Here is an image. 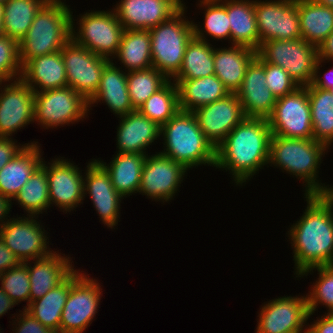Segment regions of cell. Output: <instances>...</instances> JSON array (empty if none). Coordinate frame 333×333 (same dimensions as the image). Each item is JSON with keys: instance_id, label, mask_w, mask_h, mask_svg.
Masks as SVG:
<instances>
[{"instance_id": "2e32d148", "label": "cell", "mask_w": 333, "mask_h": 333, "mask_svg": "<svg viewBox=\"0 0 333 333\" xmlns=\"http://www.w3.org/2000/svg\"><path fill=\"white\" fill-rule=\"evenodd\" d=\"M46 163L43 158L41 166L46 170L50 207L55 205L66 213L74 211L84 200L83 170L64 157H55L49 166Z\"/></svg>"}, {"instance_id": "11a10c76", "label": "cell", "mask_w": 333, "mask_h": 333, "mask_svg": "<svg viewBox=\"0 0 333 333\" xmlns=\"http://www.w3.org/2000/svg\"><path fill=\"white\" fill-rule=\"evenodd\" d=\"M326 185L325 189L319 194L333 208V186Z\"/></svg>"}, {"instance_id": "d4e9b609", "label": "cell", "mask_w": 333, "mask_h": 333, "mask_svg": "<svg viewBox=\"0 0 333 333\" xmlns=\"http://www.w3.org/2000/svg\"><path fill=\"white\" fill-rule=\"evenodd\" d=\"M103 102H102V101ZM106 103L115 116L122 117L132 111L130 95L127 86V72L116 66L111 60L104 68L100 84L95 94L88 100L89 112L94 104Z\"/></svg>"}, {"instance_id": "f907efd6", "label": "cell", "mask_w": 333, "mask_h": 333, "mask_svg": "<svg viewBox=\"0 0 333 333\" xmlns=\"http://www.w3.org/2000/svg\"><path fill=\"white\" fill-rule=\"evenodd\" d=\"M21 262L17 256L4 244L0 238V272L5 271L19 265Z\"/></svg>"}, {"instance_id": "836d02e7", "label": "cell", "mask_w": 333, "mask_h": 333, "mask_svg": "<svg viewBox=\"0 0 333 333\" xmlns=\"http://www.w3.org/2000/svg\"><path fill=\"white\" fill-rule=\"evenodd\" d=\"M311 107L313 139L327 146L333 144V95L329 90L305 86Z\"/></svg>"}, {"instance_id": "d6986e66", "label": "cell", "mask_w": 333, "mask_h": 333, "mask_svg": "<svg viewBox=\"0 0 333 333\" xmlns=\"http://www.w3.org/2000/svg\"><path fill=\"white\" fill-rule=\"evenodd\" d=\"M198 126L216 148L246 117L236 93L193 111Z\"/></svg>"}, {"instance_id": "94428289", "label": "cell", "mask_w": 333, "mask_h": 333, "mask_svg": "<svg viewBox=\"0 0 333 333\" xmlns=\"http://www.w3.org/2000/svg\"><path fill=\"white\" fill-rule=\"evenodd\" d=\"M207 1H224V0H207Z\"/></svg>"}, {"instance_id": "52a82bcc", "label": "cell", "mask_w": 333, "mask_h": 333, "mask_svg": "<svg viewBox=\"0 0 333 333\" xmlns=\"http://www.w3.org/2000/svg\"><path fill=\"white\" fill-rule=\"evenodd\" d=\"M110 10H91V12H84L83 15L79 14L80 18L77 19L76 24L72 15L71 38L78 45L89 49L96 55L113 60L117 54L124 28L114 10Z\"/></svg>"}, {"instance_id": "db71d44e", "label": "cell", "mask_w": 333, "mask_h": 333, "mask_svg": "<svg viewBox=\"0 0 333 333\" xmlns=\"http://www.w3.org/2000/svg\"><path fill=\"white\" fill-rule=\"evenodd\" d=\"M17 305L10 297L6 294V292L0 287V317L14 306Z\"/></svg>"}, {"instance_id": "b9f144b4", "label": "cell", "mask_w": 333, "mask_h": 333, "mask_svg": "<svg viewBox=\"0 0 333 333\" xmlns=\"http://www.w3.org/2000/svg\"><path fill=\"white\" fill-rule=\"evenodd\" d=\"M318 271L319 277L313 282L311 290L306 294L308 304V320L318 310L319 305H325L327 314H333V265L318 266L305 270L299 277ZM312 272V273H311Z\"/></svg>"}, {"instance_id": "74e56055", "label": "cell", "mask_w": 333, "mask_h": 333, "mask_svg": "<svg viewBox=\"0 0 333 333\" xmlns=\"http://www.w3.org/2000/svg\"><path fill=\"white\" fill-rule=\"evenodd\" d=\"M198 1L199 8L201 7L204 9V26L201 28L202 26L193 22L194 37L206 42L210 41L207 38L208 36L214 40L217 39L216 41H222L223 39H228V41H230V24L227 16V0Z\"/></svg>"}, {"instance_id": "8fae6325", "label": "cell", "mask_w": 333, "mask_h": 333, "mask_svg": "<svg viewBox=\"0 0 333 333\" xmlns=\"http://www.w3.org/2000/svg\"><path fill=\"white\" fill-rule=\"evenodd\" d=\"M267 121L272 135L284 138L313 139L307 88L299 86L293 92L277 98L273 112Z\"/></svg>"}, {"instance_id": "ab89813d", "label": "cell", "mask_w": 333, "mask_h": 333, "mask_svg": "<svg viewBox=\"0 0 333 333\" xmlns=\"http://www.w3.org/2000/svg\"><path fill=\"white\" fill-rule=\"evenodd\" d=\"M138 110L160 126L165 124L180 110L176 83L169 80L161 89L153 93Z\"/></svg>"}, {"instance_id": "1f68e13d", "label": "cell", "mask_w": 333, "mask_h": 333, "mask_svg": "<svg viewBox=\"0 0 333 333\" xmlns=\"http://www.w3.org/2000/svg\"><path fill=\"white\" fill-rule=\"evenodd\" d=\"M302 38L317 47L333 32V8L297 0Z\"/></svg>"}, {"instance_id": "681fc988", "label": "cell", "mask_w": 333, "mask_h": 333, "mask_svg": "<svg viewBox=\"0 0 333 333\" xmlns=\"http://www.w3.org/2000/svg\"><path fill=\"white\" fill-rule=\"evenodd\" d=\"M307 333H333V314L325 313L321 319L317 317V320L307 325Z\"/></svg>"}, {"instance_id": "484cf974", "label": "cell", "mask_w": 333, "mask_h": 333, "mask_svg": "<svg viewBox=\"0 0 333 333\" xmlns=\"http://www.w3.org/2000/svg\"><path fill=\"white\" fill-rule=\"evenodd\" d=\"M39 143L25 145L0 170V194L11 202L43 161Z\"/></svg>"}, {"instance_id": "9f6ffc18", "label": "cell", "mask_w": 333, "mask_h": 333, "mask_svg": "<svg viewBox=\"0 0 333 333\" xmlns=\"http://www.w3.org/2000/svg\"><path fill=\"white\" fill-rule=\"evenodd\" d=\"M3 18H4V5L0 4V36L4 34Z\"/></svg>"}, {"instance_id": "bcb514c9", "label": "cell", "mask_w": 333, "mask_h": 333, "mask_svg": "<svg viewBox=\"0 0 333 333\" xmlns=\"http://www.w3.org/2000/svg\"><path fill=\"white\" fill-rule=\"evenodd\" d=\"M22 310H19V314H15L17 319L12 323V326L15 325L12 329L13 333H59L57 330L42 325L25 309Z\"/></svg>"}, {"instance_id": "d6a6232c", "label": "cell", "mask_w": 333, "mask_h": 333, "mask_svg": "<svg viewBox=\"0 0 333 333\" xmlns=\"http://www.w3.org/2000/svg\"><path fill=\"white\" fill-rule=\"evenodd\" d=\"M113 58L120 61L125 72L152 67L149 30H124L117 54Z\"/></svg>"}, {"instance_id": "7402d4cb", "label": "cell", "mask_w": 333, "mask_h": 333, "mask_svg": "<svg viewBox=\"0 0 333 333\" xmlns=\"http://www.w3.org/2000/svg\"><path fill=\"white\" fill-rule=\"evenodd\" d=\"M246 117L267 119L277 98L266 86L265 62L257 55L249 64L236 92Z\"/></svg>"}, {"instance_id": "6f0895ef", "label": "cell", "mask_w": 333, "mask_h": 333, "mask_svg": "<svg viewBox=\"0 0 333 333\" xmlns=\"http://www.w3.org/2000/svg\"><path fill=\"white\" fill-rule=\"evenodd\" d=\"M317 4L333 8V0H314Z\"/></svg>"}, {"instance_id": "e575fe53", "label": "cell", "mask_w": 333, "mask_h": 333, "mask_svg": "<svg viewBox=\"0 0 333 333\" xmlns=\"http://www.w3.org/2000/svg\"><path fill=\"white\" fill-rule=\"evenodd\" d=\"M71 287V274L57 287L48 291L43 297L32 301L25 309L42 325L59 331L61 314Z\"/></svg>"}, {"instance_id": "8d00e7d4", "label": "cell", "mask_w": 333, "mask_h": 333, "mask_svg": "<svg viewBox=\"0 0 333 333\" xmlns=\"http://www.w3.org/2000/svg\"><path fill=\"white\" fill-rule=\"evenodd\" d=\"M214 74L213 45L193 37L186 47L181 68L173 79H196Z\"/></svg>"}, {"instance_id": "8992f818", "label": "cell", "mask_w": 333, "mask_h": 333, "mask_svg": "<svg viewBox=\"0 0 333 333\" xmlns=\"http://www.w3.org/2000/svg\"><path fill=\"white\" fill-rule=\"evenodd\" d=\"M184 5L170 19L149 29L153 67L171 80L180 70L186 47L194 37L193 21Z\"/></svg>"}, {"instance_id": "c3c4849f", "label": "cell", "mask_w": 333, "mask_h": 333, "mask_svg": "<svg viewBox=\"0 0 333 333\" xmlns=\"http://www.w3.org/2000/svg\"><path fill=\"white\" fill-rule=\"evenodd\" d=\"M322 65L323 64H321V59L318 58L315 63L314 77L311 84L316 88L329 90L333 87V68L329 69L327 72L321 75L322 73L319 70L320 67H323Z\"/></svg>"}, {"instance_id": "5b68a950", "label": "cell", "mask_w": 333, "mask_h": 333, "mask_svg": "<svg viewBox=\"0 0 333 333\" xmlns=\"http://www.w3.org/2000/svg\"><path fill=\"white\" fill-rule=\"evenodd\" d=\"M63 0H48L37 12L26 36L19 42L22 67L38 56L60 51L71 39L72 12Z\"/></svg>"}, {"instance_id": "f35d334b", "label": "cell", "mask_w": 333, "mask_h": 333, "mask_svg": "<svg viewBox=\"0 0 333 333\" xmlns=\"http://www.w3.org/2000/svg\"><path fill=\"white\" fill-rule=\"evenodd\" d=\"M28 216H39L50 207L46 170L40 165L14 198ZM46 210V211H45Z\"/></svg>"}, {"instance_id": "3957f363", "label": "cell", "mask_w": 333, "mask_h": 333, "mask_svg": "<svg viewBox=\"0 0 333 333\" xmlns=\"http://www.w3.org/2000/svg\"><path fill=\"white\" fill-rule=\"evenodd\" d=\"M329 148L314 139L284 138L272 135L268 164L303 181L304 195L320 194L325 183L318 179L322 159Z\"/></svg>"}, {"instance_id": "7bdbcfd3", "label": "cell", "mask_w": 333, "mask_h": 333, "mask_svg": "<svg viewBox=\"0 0 333 333\" xmlns=\"http://www.w3.org/2000/svg\"><path fill=\"white\" fill-rule=\"evenodd\" d=\"M1 288L17 305L20 302H26V309L30 304V282L29 273L26 263L12 267L2 273Z\"/></svg>"}, {"instance_id": "816d5d0a", "label": "cell", "mask_w": 333, "mask_h": 333, "mask_svg": "<svg viewBox=\"0 0 333 333\" xmlns=\"http://www.w3.org/2000/svg\"><path fill=\"white\" fill-rule=\"evenodd\" d=\"M321 63L333 61V32L317 47ZM327 60V61H326Z\"/></svg>"}, {"instance_id": "5bb4252c", "label": "cell", "mask_w": 333, "mask_h": 333, "mask_svg": "<svg viewBox=\"0 0 333 333\" xmlns=\"http://www.w3.org/2000/svg\"><path fill=\"white\" fill-rule=\"evenodd\" d=\"M26 216L11 217L0 227V238L21 263L53 252L48 247L49 238L44 226L37 220L38 216Z\"/></svg>"}, {"instance_id": "4fadbf2b", "label": "cell", "mask_w": 333, "mask_h": 333, "mask_svg": "<svg viewBox=\"0 0 333 333\" xmlns=\"http://www.w3.org/2000/svg\"><path fill=\"white\" fill-rule=\"evenodd\" d=\"M259 46L269 40L302 38L297 0H254Z\"/></svg>"}, {"instance_id": "83f0119b", "label": "cell", "mask_w": 333, "mask_h": 333, "mask_svg": "<svg viewBox=\"0 0 333 333\" xmlns=\"http://www.w3.org/2000/svg\"><path fill=\"white\" fill-rule=\"evenodd\" d=\"M256 51L245 46L214 47V71L230 93L241 87L249 64L256 58Z\"/></svg>"}, {"instance_id": "6da1fadb", "label": "cell", "mask_w": 333, "mask_h": 333, "mask_svg": "<svg viewBox=\"0 0 333 333\" xmlns=\"http://www.w3.org/2000/svg\"><path fill=\"white\" fill-rule=\"evenodd\" d=\"M307 206L288 233L297 278L307 269L333 265V208L319 195H304Z\"/></svg>"}, {"instance_id": "7c38bea8", "label": "cell", "mask_w": 333, "mask_h": 333, "mask_svg": "<svg viewBox=\"0 0 333 333\" xmlns=\"http://www.w3.org/2000/svg\"><path fill=\"white\" fill-rule=\"evenodd\" d=\"M60 51L68 86L88 101L98 89L102 72L111 60L78 45L72 38Z\"/></svg>"}, {"instance_id": "9a60e30c", "label": "cell", "mask_w": 333, "mask_h": 333, "mask_svg": "<svg viewBox=\"0 0 333 333\" xmlns=\"http://www.w3.org/2000/svg\"><path fill=\"white\" fill-rule=\"evenodd\" d=\"M260 309L255 333H307V296L278 297Z\"/></svg>"}, {"instance_id": "f5cc1de1", "label": "cell", "mask_w": 333, "mask_h": 333, "mask_svg": "<svg viewBox=\"0 0 333 333\" xmlns=\"http://www.w3.org/2000/svg\"><path fill=\"white\" fill-rule=\"evenodd\" d=\"M12 205V202L8 198L0 194V227L9 220L7 217L10 218L11 216V214L9 216L8 214L11 212Z\"/></svg>"}, {"instance_id": "680465c9", "label": "cell", "mask_w": 333, "mask_h": 333, "mask_svg": "<svg viewBox=\"0 0 333 333\" xmlns=\"http://www.w3.org/2000/svg\"><path fill=\"white\" fill-rule=\"evenodd\" d=\"M7 0H0V4H4Z\"/></svg>"}, {"instance_id": "4316f807", "label": "cell", "mask_w": 333, "mask_h": 333, "mask_svg": "<svg viewBox=\"0 0 333 333\" xmlns=\"http://www.w3.org/2000/svg\"><path fill=\"white\" fill-rule=\"evenodd\" d=\"M21 79L34 92L68 86L61 51L30 59L22 67Z\"/></svg>"}, {"instance_id": "f6af8a7d", "label": "cell", "mask_w": 333, "mask_h": 333, "mask_svg": "<svg viewBox=\"0 0 333 333\" xmlns=\"http://www.w3.org/2000/svg\"><path fill=\"white\" fill-rule=\"evenodd\" d=\"M266 86L276 98L293 92L299 85L282 67L265 62Z\"/></svg>"}, {"instance_id": "ac0fdd59", "label": "cell", "mask_w": 333, "mask_h": 333, "mask_svg": "<svg viewBox=\"0 0 333 333\" xmlns=\"http://www.w3.org/2000/svg\"><path fill=\"white\" fill-rule=\"evenodd\" d=\"M0 87V137H12L34 123L35 92L21 78Z\"/></svg>"}, {"instance_id": "f546056e", "label": "cell", "mask_w": 333, "mask_h": 333, "mask_svg": "<svg viewBox=\"0 0 333 333\" xmlns=\"http://www.w3.org/2000/svg\"><path fill=\"white\" fill-rule=\"evenodd\" d=\"M109 164L96 159L109 173L115 190L127 198L138 193L146 155L136 153H117Z\"/></svg>"}, {"instance_id": "ee69618b", "label": "cell", "mask_w": 333, "mask_h": 333, "mask_svg": "<svg viewBox=\"0 0 333 333\" xmlns=\"http://www.w3.org/2000/svg\"><path fill=\"white\" fill-rule=\"evenodd\" d=\"M21 74L19 43L3 34L0 36V78L3 81L17 80Z\"/></svg>"}, {"instance_id": "30bf717a", "label": "cell", "mask_w": 333, "mask_h": 333, "mask_svg": "<svg viewBox=\"0 0 333 333\" xmlns=\"http://www.w3.org/2000/svg\"><path fill=\"white\" fill-rule=\"evenodd\" d=\"M88 113V101L69 86L35 92L34 122L44 129L70 126Z\"/></svg>"}, {"instance_id": "d590c367", "label": "cell", "mask_w": 333, "mask_h": 333, "mask_svg": "<svg viewBox=\"0 0 333 333\" xmlns=\"http://www.w3.org/2000/svg\"><path fill=\"white\" fill-rule=\"evenodd\" d=\"M48 0H7L4 5V35L16 42L26 36L37 12Z\"/></svg>"}, {"instance_id": "cb8c5ba5", "label": "cell", "mask_w": 333, "mask_h": 333, "mask_svg": "<svg viewBox=\"0 0 333 333\" xmlns=\"http://www.w3.org/2000/svg\"><path fill=\"white\" fill-rule=\"evenodd\" d=\"M119 118L116 136L117 152L148 155L147 147L150 148L155 140L160 139L161 126L144 116L139 110Z\"/></svg>"}, {"instance_id": "9c48e42d", "label": "cell", "mask_w": 333, "mask_h": 333, "mask_svg": "<svg viewBox=\"0 0 333 333\" xmlns=\"http://www.w3.org/2000/svg\"><path fill=\"white\" fill-rule=\"evenodd\" d=\"M76 269L71 273V287L61 314L60 333H84L100 308L102 288L97 279Z\"/></svg>"}, {"instance_id": "7dc6e473", "label": "cell", "mask_w": 333, "mask_h": 333, "mask_svg": "<svg viewBox=\"0 0 333 333\" xmlns=\"http://www.w3.org/2000/svg\"><path fill=\"white\" fill-rule=\"evenodd\" d=\"M38 141H32L31 143H25L21 145L17 144V141L13 137H0V170L11 161L14 156L21 151L25 145L36 144Z\"/></svg>"}, {"instance_id": "ffe728a7", "label": "cell", "mask_w": 333, "mask_h": 333, "mask_svg": "<svg viewBox=\"0 0 333 333\" xmlns=\"http://www.w3.org/2000/svg\"><path fill=\"white\" fill-rule=\"evenodd\" d=\"M84 175V198L90 197L96 213L107 228L113 229L120 219L121 201L124 199L113 187L106 169L96 160L89 161Z\"/></svg>"}, {"instance_id": "4dcf8cb0", "label": "cell", "mask_w": 333, "mask_h": 333, "mask_svg": "<svg viewBox=\"0 0 333 333\" xmlns=\"http://www.w3.org/2000/svg\"><path fill=\"white\" fill-rule=\"evenodd\" d=\"M230 24V45L245 46L257 51L259 33L254 11V0H227Z\"/></svg>"}, {"instance_id": "91938a15", "label": "cell", "mask_w": 333, "mask_h": 333, "mask_svg": "<svg viewBox=\"0 0 333 333\" xmlns=\"http://www.w3.org/2000/svg\"><path fill=\"white\" fill-rule=\"evenodd\" d=\"M329 91L331 92V94L333 95V87L329 89Z\"/></svg>"}, {"instance_id": "44dd1931", "label": "cell", "mask_w": 333, "mask_h": 333, "mask_svg": "<svg viewBox=\"0 0 333 333\" xmlns=\"http://www.w3.org/2000/svg\"><path fill=\"white\" fill-rule=\"evenodd\" d=\"M183 0H121L113 6L124 30H149L170 19L184 5Z\"/></svg>"}, {"instance_id": "603a6c76", "label": "cell", "mask_w": 333, "mask_h": 333, "mask_svg": "<svg viewBox=\"0 0 333 333\" xmlns=\"http://www.w3.org/2000/svg\"><path fill=\"white\" fill-rule=\"evenodd\" d=\"M62 255L61 252L53 251L47 256L34 259L33 262H25L29 273L30 303L57 287L75 270L72 258Z\"/></svg>"}, {"instance_id": "60d3db41", "label": "cell", "mask_w": 333, "mask_h": 333, "mask_svg": "<svg viewBox=\"0 0 333 333\" xmlns=\"http://www.w3.org/2000/svg\"><path fill=\"white\" fill-rule=\"evenodd\" d=\"M169 79L153 66L148 69L127 72V86L134 110L161 89Z\"/></svg>"}, {"instance_id": "7a4b0ae2", "label": "cell", "mask_w": 333, "mask_h": 333, "mask_svg": "<svg viewBox=\"0 0 333 333\" xmlns=\"http://www.w3.org/2000/svg\"><path fill=\"white\" fill-rule=\"evenodd\" d=\"M271 129L265 118L245 117L216 147L215 169L229 171L237 186L268 165Z\"/></svg>"}, {"instance_id": "f1b7e54d", "label": "cell", "mask_w": 333, "mask_h": 333, "mask_svg": "<svg viewBox=\"0 0 333 333\" xmlns=\"http://www.w3.org/2000/svg\"><path fill=\"white\" fill-rule=\"evenodd\" d=\"M178 89L179 109L195 111L230 94L222 81L214 74L196 79H171Z\"/></svg>"}, {"instance_id": "e0dca14e", "label": "cell", "mask_w": 333, "mask_h": 333, "mask_svg": "<svg viewBox=\"0 0 333 333\" xmlns=\"http://www.w3.org/2000/svg\"><path fill=\"white\" fill-rule=\"evenodd\" d=\"M187 171L182 164L159 152L146 155L138 193L152 201L167 203L179 192Z\"/></svg>"}, {"instance_id": "277c9868", "label": "cell", "mask_w": 333, "mask_h": 333, "mask_svg": "<svg viewBox=\"0 0 333 333\" xmlns=\"http://www.w3.org/2000/svg\"><path fill=\"white\" fill-rule=\"evenodd\" d=\"M160 137L163 150L160 151L187 170L198 166H215L216 148L206 138L191 111L179 110L165 124L161 125Z\"/></svg>"}, {"instance_id": "ba28073f", "label": "cell", "mask_w": 333, "mask_h": 333, "mask_svg": "<svg viewBox=\"0 0 333 333\" xmlns=\"http://www.w3.org/2000/svg\"><path fill=\"white\" fill-rule=\"evenodd\" d=\"M256 54L264 62L282 67L299 86L312 83L318 49L303 38L265 41Z\"/></svg>"}]
</instances>
